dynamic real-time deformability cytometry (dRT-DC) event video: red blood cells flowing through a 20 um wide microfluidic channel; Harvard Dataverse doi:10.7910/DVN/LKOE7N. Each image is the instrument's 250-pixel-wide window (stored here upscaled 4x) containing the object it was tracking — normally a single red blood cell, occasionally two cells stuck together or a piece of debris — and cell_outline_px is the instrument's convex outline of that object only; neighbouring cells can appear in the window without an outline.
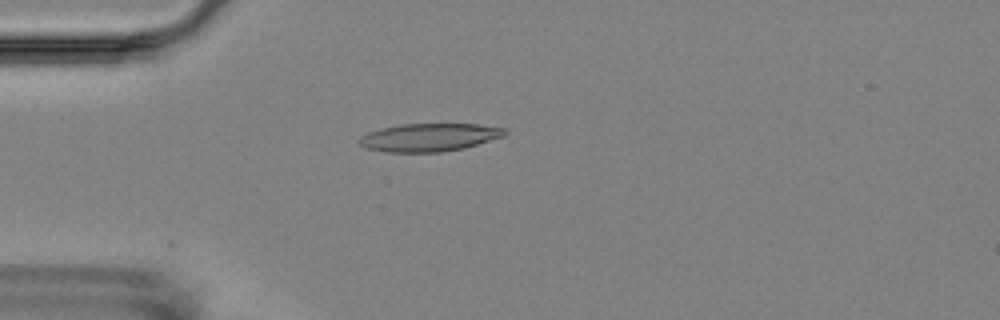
{"species": "Egyptian fruit bat (a non-hibernating species)", "species_latin": "Rousettus aegyptiacus", "temperature_condition": "room temperature", "stored_images_in_passage": 6, "camera_frame_rate_fps": 3000, "um_per_image_px": 0.085, "animal": {"sex": "female"}, "frame": {"image": 1, "passage_image": 5, "time_ms": 4.667, "image_size_px": [1000, 320], "cell_outline_px": [[508, 132], [504, 136], [464, 148], [440, 152], [388, 152], [368, 148], [360, 144], [356, 140], [360, 136], [368, 132], [380, 128], [400, 124], [480, 124], [508, 128]], "centroid_in_image_um": [36.5, 11.66], "position_along_channel_um": 48.5, "area_um2": 23.87}}